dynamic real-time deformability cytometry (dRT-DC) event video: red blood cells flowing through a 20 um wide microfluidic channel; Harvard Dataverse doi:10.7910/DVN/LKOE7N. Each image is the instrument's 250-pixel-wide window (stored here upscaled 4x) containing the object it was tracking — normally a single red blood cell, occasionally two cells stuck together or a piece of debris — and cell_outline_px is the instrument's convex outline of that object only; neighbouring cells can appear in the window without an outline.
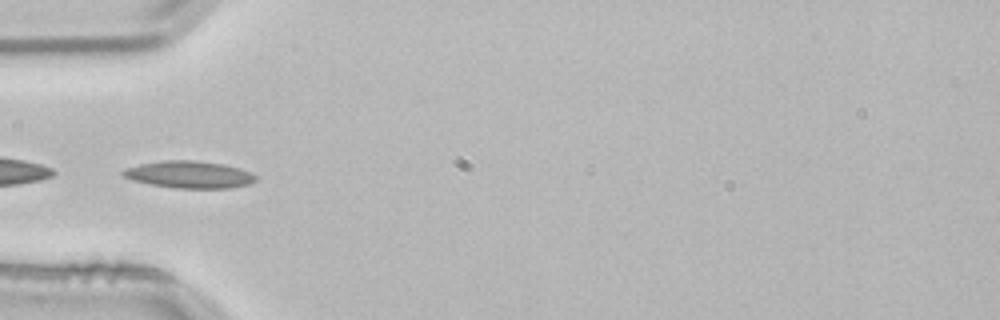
{"species": "common noctule bat (a hibernating species)", "species_latin": "Nyctalus noctula", "temperature_condition": "room temperature", "stored_images_in_passage": 4, "camera_frame_rate_fps": 3000, "um_per_image_px": 0.085, "animal": {"sex": "male", "body_mass_g": 21.5, "forearm_length_mm": 52.0}, "frame": {"image": 1, "passage_image": 4, "time_ms": 1.0, "image_size_px": [1000, 320], "cell_outline_px": [[256, 180], [248, 184], [228, 188], [176, 188], [152, 184], [132, 180], [124, 176], [120, 172], [124, 168], [140, 164], [164, 160], [196, 160], [224, 164], [240, 168], [256, 176]], "centroid_in_image_um": [16.06, 14.83], "position_along_channel_um": 68.9, "area_um2": 20.87}}